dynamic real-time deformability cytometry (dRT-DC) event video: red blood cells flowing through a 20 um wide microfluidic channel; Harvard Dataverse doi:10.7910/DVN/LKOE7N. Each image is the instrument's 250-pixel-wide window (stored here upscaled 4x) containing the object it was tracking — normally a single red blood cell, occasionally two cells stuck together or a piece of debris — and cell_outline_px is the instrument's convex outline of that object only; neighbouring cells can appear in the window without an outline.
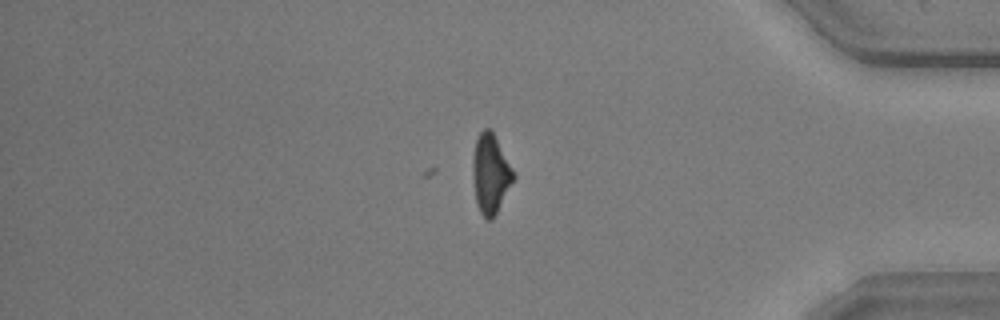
{"species": "common noctule bat (a hibernating species)", "species_latin": "Nyctalus noctula", "temperature_condition": "warm", "stored_images_in_passage": 32, "camera_frame_rate_fps": 3000, "um_per_image_px": 0.085, "animal": {"sex": "male", "body_mass_g": 20.5, "forearm_length_mm": 52.5}, "frame": {"image": 1, "passage_image": 32, "time_ms": 10.333, "image_size_px": [1000, 320], "cell_outline_px": [[516, 176], [492, 220], [488, 220], [480, 212], [476, 204], [472, 176], [472, 156], [476, 140], [480, 132], [484, 128], [492, 128], [516, 172]], "centroid_in_image_um": [41.7, 14.72], "position_along_channel_um": 393.5, "area_um2": 19.31}}